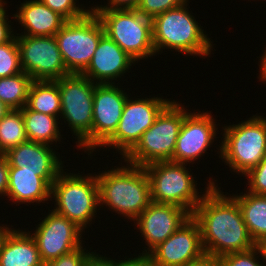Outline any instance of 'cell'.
Instances as JSON below:
<instances>
[{
  "label": "cell",
  "instance_id": "cell-1",
  "mask_svg": "<svg viewBox=\"0 0 266 266\" xmlns=\"http://www.w3.org/2000/svg\"><path fill=\"white\" fill-rule=\"evenodd\" d=\"M215 184L213 179L208 180L202 200L192 213L201 230L205 255L217 259L255 248L238 202Z\"/></svg>",
  "mask_w": 266,
  "mask_h": 266
},
{
  "label": "cell",
  "instance_id": "cell-2",
  "mask_svg": "<svg viewBox=\"0 0 266 266\" xmlns=\"http://www.w3.org/2000/svg\"><path fill=\"white\" fill-rule=\"evenodd\" d=\"M125 163L126 167L121 165L120 168L118 166L96 174L99 207L105 205L134 221L152 202L150 182L144 167Z\"/></svg>",
  "mask_w": 266,
  "mask_h": 266
},
{
  "label": "cell",
  "instance_id": "cell-3",
  "mask_svg": "<svg viewBox=\"0 0 266 266\" xmlns=\"http://www.w3.org/2000/svg\"><path fill=\"white\" fill-rule=\"evenodd\" d=\"M189 0L181 6L167 10L152 21V39L155 53L173 49L184 55L207 57L211 55L213 42L189 12Z\"/></svg>",
  "mask_w": 266,
  "mask_h": 266
},
{
  "label": "cell",
  "instance_id": "cell-4",
  "mask_svg": "<svg viewBox=\"0 0 266 266\" xmlns=\"http://www.w3.org/2000/svg\"><path fill=\"white\" fill-rule=\"evenodd\" d=\"M173 100L158 115L137 144L123 157L124 162L145 167L154 162L171 161L188 109Z\"/></svg>",
  "mask_w": 266,
  "mask_h": 266
},
{
  "label": "cell",
  "instance_id": "cell-5",
  "mask_svg": "<svg viewBox=\"0 0 266 266\" xmlns=\"http://www.w3.org/2000/svg\"><path fill=\"white\" fill-rule=\"evenodd\" d=\"M219 158L234 173L245 175L266 156V117L253 115L238 124L224 125Z\"/></svg>",
  "mask_w": 266,
  "mask_h": 266
},
{
  "label": "cell",
  "instance_id": "cell-6",
  "mask_svg": "<svg viewBox=\"0 0 266 266\" xmlns=\"http://www.w3.org/2000/svg\"><path fill=\"white\" fill-rule=\"evenodd\" d=\"M50 198L56 202L53 209L56 213L73 221L85 232L100 205L96 174H67L63 169L51 186Z\"/></svg>",
  "mask_w": 266,
  "mask_h": 266
},
{
  "label": "cell",
  "instance_id": "cell-7",
  "mask_svg": "<svg viewBox=\"0 0 266 266\" xmlns=\"http://www.w3.org/2000/svg\"><path fill=\"white\" fill-rule=\"evenodd\" d=\"M105 34L135 62L155 56L152 21L136 9H92Z\"/></svg>",
  "mask_w": 266,
  "mask_h": 266
},
{
  "label": "cell",
  "instance_id": "cell-8",
  "mask_svg": "<svg viewBox=\"0 0 266 266\" xmlns=\"http://www.w3.org/2000/svg\"><path fill=\"white\" fill-rule=\"evenodd\" d=\"M61 99V118L68 124L77 148L90 155V132L93 124V94L96 83L82 74H69L55 80ZM78 142V143H77Z\"/></svg>",
  "mask_w": 266,
  "mask_h": 266
},
{
  "label": "cell",
  "instance_id": "cell-9",
  "mask_svg": "<svg viewBox=\"0 0 266 266\" xmlns=\"http://www.w3.org/2000/svg\"><path fill=\"white\" fill-rule=\"evenodd\" d=\"M186 166L184 163L163 161L144 167L150 182L152 202L174 204L192 215L204 194H199L197 181Z\"/></svg>",
  "mask_w": 266,
  "mask_h": 266
},
{
  "label": "cell",
  "instance_id": "cell-10",
  "mask_svg": "<svg viewBox=\"0 0 266 266\" xmlns=\"http://www.w3.org/2000/svg\"><path fill=\"white\" fill-rule=\"evenodd\" d=\"M104 34L102 22L91 10L83 18L67 21L54 35L69 74L86 70Z\"/></svg>",
  "mask_w": 266,
  "mask_h": 266
},
{
  "label": "cell",
  "instance_id": "cell-11",
  "mask_svg": "<svg viewBox=\"0 0 266 266\" xmlns=\"http://www.w3.org/2000/svg\"><path fill=\"white\" fill-rule=\"evenodd\" d=\"M129 97L124 104L115 133L101 146L117 149L122 158L137 144L142 134L153 125L160 112L171 102L170 99L160 96L135 100Z\"/></svg>",
  "mask_w": 266,
  "mask_h": 266
},
{
  "label": "cell",
  "instance_id": "cell-12",
  "mask_svg": "<svg viewBox=\"0 0 266 266\" xmlns=\"http://www.w3.org/2000/svg\"><path fill=\"white\" fill-rule=\"evenodd\" d=\"M16 38L22 70L33 80L55 81L69 75L54 36Z\"/></svg>",
  "mask_w": 266,
  "mask_h": 266
},
{
  "label": "cell",
  "instance_id": "cell-13",
  "mask_svg": "<svg viewBox=\"0 0 266 266\" xmlns=\"http://www.w3.org/2000/svg\"><path fill=\"white\" fill-rule=\"evenodd\" d=\"M49 214L31 233L44 264L82 246L83 230L65 216L49 210Z\"/></svg>",
  "mask_w": 266,
  "mask_h": 266
},
{
  "label": "cell",
  "instance_id": "cell-14",
  "mask_svg": "<svg viewBox=\"0 0 266 266\" xmlns=\"http://www.w3.org/2000/svg\"><path fill=\"white\" fill-rule=\"evenodd\" d=\"M147 256L153 266H184L205 256L198 222L191 216Z\"/></svg>",
  "mask_w": 266,
  "mask_h": 266
},
{
  "label": "cell",
  "instance_id": "cell-15",
  "mask_svg": "<svg viewBox=\"0 0 266 266\" xmlns=\"http://www.w3.org/2000/svg\"><path fill=\"white\" fill-rule=\"evenodd\" d=\"M128 96L116 83L95 85L90 156H93L94 149L101 147L115 133Z\"/></svg>",
  "mask_w": 266,
  "mask_h": 266
},
{
  "label": "cell",
  "instance_id": "cell-16",
  "mask_svg": "<svg viewBox=\"0 0 266 266\" xmlns=\"http://www.w3.org/2000/svg\"><path fill=\"white\" fill-rule=\"evenodd\" d=\"M208 113L199 111L189 112L183 119V124L178 134L176 147L171 161L194 164L193 162L203 155L216 139L217 125Z\"/></svg>",
  "mask_w": 266,
  "mask_h": 266
},
{
  "label": "cell",
  "instance_id": "cell-17",
  "mask_svg": "<svg viewBox=\"0 0 266 266\" xmlns=\"http://www.w3.org/2000/svg\"><path fill=\"white\" fill-rule=\"evenodd\" d=\"M192 215L184 208L174 204L151 202L134 220L145 245L140 255H147L157 245L164 242ZM136 221V222H135Z\"/></svg>",
  "mask_w": 266,
  "mask_h": 266
},
{
  "label": "cell",
  "instance_id": "cell-18",
  "mask_svg": "<svg viewBox=\"0 0 266 266\" xmlns=\"http://www.w3.org/2000/svg\"><path fill=\"white\" fill-rule=\"evenodd\" d=\"M134 63L137 62L104 34L100 38L90 64L82 75L96 84H115L113 80L129 72L128 70Z\"/></svg>",
  "mask_w": 266,
  "mask_h": 266
},
{
  "label": "cell",
  "instance_id": "cell-19",
  "mask_svg": "<svg viewBox=\"0 0 266 266\" xmlns=\"http://www.w3.org/2000/svg\"><path fill=\"white\" fill-rule=\"evenodd\" d=\"M61 171H29L9 167L7 198L14 204L41 203L48 201L51 186ZM19 203V204H17Z\"/></svg>",
  "mask_w": 266,
  "mask_h": 266
},
{
  "label": "cell",
  "instance_id": "cell-20",
  "mask_svg": "<svg viewBox=\"0 0 266 266\" xmlns=\"http://www.w3.org/2000/svg\"><path fill=\"white\" fill-rule=\"evenodd\" d=\"M18 9L12 17L17 19L24 31L15 35L54 36L67 22L40 0H26Z\"/></svg>",
  "mask_w": 266,
  "mask_h": 266
},
{
  "label": "cell",
  "instance_id": "cell-21",
  "mask_svg": "<svg viewBox=\"0 0 266 266\" xmlns=\"http://www.w3.org/2000/svg\"><path fill=\"white\" fill-rule=\"evenodd\" d=\"M51 147L53 146L27 140L8 150L4 155L9 167L29 171H62L63 162Z\"/></svg>",
  "mask_w": 266,
  "mask_h": 266
},
{
  "label": "cell",
  "instance_id": "cell-22",
  "mask_svg": "<svg viewBox=\"0 0 266 266\" xmlns=\"http://www.w3.org/2000/svg\"><path fill=\"white\" fill-rule=\"evenodd\" d=\"M30 232L11 228L0 246V266H44Z\"/></svg>",
  "mask_w": 266,
  "mask_h": 266
},
{
  "label": "cell",
  "instance_id": "cell-23",
  "mask_svg": "<svg viewBox=\"0 0 266 266\" xmlns=\"http://www.w3.org/2000/svg\"><path fill=\"white\" fill-rule=\"evenodd\" d=\"M232 197L238 202L246 227L255 243L266 239V195L246 191Z\"/></svg>",
  "mask_w": 266,
  "mask_h": 266
},
{
  "label": "cell",
  "instance_id": "cell-24",
  "mask_svg": "<svg viewBox=\"0 0 266 266\" xmlns=\"http://www.w3.org/2000/svg\"><path fill=\"white\" fill-rule=\"evenodd\" d=\"M22 115L29 141L51 146L52 142L57 143L63 139L61 137L63 135L60 134L61 129L58 127L60 124L58 117L35 112L27 106L22 108Z\"/></svg>",
  "mask_w": 266,
  "mask_h": 266
},
{
  "label": "cell",
  "instance_id": "cell-25",
  "mask_svg": "<svg viewBox=\"0 0 266 266\" xmlns=\"http://www.w3.org/2000/svg\"><path fill=\"white\" fill-rule=\"evenodd\" d=\"M26 106L35 112L59 117L61 99L56 81L33 80Z\"/></svg>",
  "mask_w": 266,
  "mask_h": 266
},
{
  "label": "cell",
  "instance_id": "cell-26",
  "mask_svg": "<svg viewBox=\"0 0 266 266\" xmlns=\"http://www.w3.org/2000/svg\"><path fill=\"white\" fill-rule=\"evenodd\" d=\"M32 81L25 72L0 78V100L10 109H22L27 104Z\"/></svg>",
  "mask_w": 266,
  "mask_h": 266
},
{
  "label": "cell",
  "instance_id": "cell-27",
  "mask_svg": "<svg viewBox=\"0 0 266 266\" xmlns=\"http://www.w3.org/2000/svg\"><path fill=\"white\" fill-rule=\"evenodd\" d=\"M27 140L22 109H10L0 120V153L4 154Z\"/></svg>",
  "mask_w": 266,
  "mask_h": 266
},
{
  "label": "cell",
  "instance_id": "cell-28",
  "mask_svg": "<svg viewBox=\"0 0 266 266\" xmlns=\"http://www.w3.org/2000/svg\"><path fill=\"white\" fill-rule=\"evenodd\" d=\"M23 72L17 38L0 45V78L14 76Z\"/></svg>",
  "mask_w": 266,
  "mask_h": 266
},
{
  "label": "cell",
  "instance_id": "cell-29",
  "mask_svg": "<svg viewBox=\"0 0 266 266\" xmlns=\"http://www.w3.org/2000/svg\"><path fill=\"white\" fill-rule=\"evenodd\" d=\"M260 256L259 249L255 247L246 252L223 255L215 259V266H264V263L258 259Z\"/></svg>",
  "mask_w": 266,
  "mask_h": 266
},
{
  "label": "cell",
  "instance_id": "cell-30",
  "mask_svg": "<svg viewBox=\"0 0 266 266\" xmlns=\"http://www.w3.org/2000/svg\"><path fill=\"white\" fill-rule=\"evenodd\" d=\"M53 11L59 13L67 21H73L86 16L92 9H84L76 4L77 0H40Z\"/></svg>",
  "mask_w": 266,
  "mask_h": 266
},
{
  "label": "cell",
  "instance_id": "cell-31",
  "mask_svg": "<svg viewBox=\"0 0 266 266\" xmlns=\"http://www.w3.org/2000/svg\"><path fill=\"white\" fill-rule=\"evenodd\" d=\"M188 0H139L136 10L152 19L155 16L181 6Z\"/></svg>",
  "mask_w": 266,
  "mask_h": 266
},
{
  "label": "cell",
  "instance_id": "cell-32",
  "mask_svg": "<svg viewBox=\"0 0 266 266\" xmlns=\"http://www.w3.org/2000/svg\"><path fill=\"white\" fill-rule=\"evenodd\" d=\"M244 176L248 180V192L257 195H266V156Z\"/></svg>",
  "mask_w": 266,
  "mask_h": 266
},
{
  "label": "cell",
  "instance_id": "cell-33",
  "mask_svg": "<svg viewBox=\"0 0 266 266\" xmlns=\"http://www.w3.org/2000/svg\"><path fill=\"white\" fill-rule=\"evenodd\" d=\"M83 247L82 245L68 254L61 255L59 258L46 263L44 266H85L96 252H88Z\"/></svg>",
  "mask_w": 266,
  "mask_h": 266
},
{
  "label": "cell",
  "instance_id": "cell-34",
  "mask_svg": "<svg viewBox=\"0 0 266 266\" xmlns=\"http://www.w3.org/2000/svg\"><path fill=\"white\" fill-rule=\"evenodd\" d=\"M6 7L3 8L0 11V45L5 44L7 42L12 41L16 35H14L13 33V29L14 27H11V25L9 23H11V20L8 21L9 17L6 13L7 10Z\"/></svg>",
  "mask_w": 266,
  "mask_h": 266
},
{
  "label": "cell",
  "instance_id": "cell-35",
  "mask_svg": "<svg viewBox=\"0 0 266 266\" xmlns=\"http://www.w3.org/2000/svg\"><path fill=\"white\" fill-rule=\"evenodd\" d=\"M9 183V165L4 154L0 153V195L6 196Z\"/></svg>",
  "mask_w": 266,
  "mask_h": 266
},
{
  "label": "cell",
  "instance_id": "cell-36",
  "mask_svg": "<svg viewBox=\"0 0 266 266\" xmlns=\"http://www.w3.org/2000/svg\"><path fill=\"white\" fill-rule=\"evenodd\" d=\"M108 2V5H95L91 9H136L139 0H109Z\"/></svg>",
  "mask_w": 266,
  "mask_h": 266
},
{
  "label": "cell",
  "instance_id": "cell-37",
  "mask_svg": "<svg viewBox=\"0 0 266 266\" xmlns=\"http://www.w3.org/2000/svg\"><path fill=\"white\" fill-rule=\"evenodd\" d=\"M125 259L121 261L114 260V266H153L150 258L147 255H138V257H135V258L125 257Z\"/></svg>",
  "mask_w": 266,
  "mask_h": 266
},
{
  "label": "cell",
  "instance_id": "cell-38",
  "mask_svg": "<svg viewBox=\"0 0 266 266\" xmlns=\"http://www.w3.org/2000/svg\"><path fill=\"white\" fill-rule=\"evenodd\" d=\"M85 266H114V260L96 253Z\"/></svg>",
  "mask_w": 266,
  "mask_h": 266
},
{
  "label": "cell",
  "instance_id": "cell-39",
  "mask_svg": "<svg viewBox=\"0 0 266 266\" xmlns=\"http://www.w3.org/2000/svg\"><path fill=\"white\" fill-rule=\"evenodd\" d=\"M184 266H215V259L208 255H205L201 259L188 263Z\"/></svg>",
  "mask_w": 266,
  "mask_h": 266
},
{
  "label": "cell",
  "instance_id": "cell-40",
  "mask_svg": "<svg viewBox=\"0 0 266 266\" xmlns=\"http://www.w3.org/2000/svg\"><path fill=\"white\" fill-rule=\"evenodd\" d=\"M264 53L259 59L260 65H259V81L265 82L266 81V50H263Z\"/></svg>",
  "mask_w": 266,
  "mask_h": 266
},
{
  "label": "cell",
  "instance_id": "cell-41",
  "mask_svg": "<svg viewBox=\"0 0 266 266\" xmlns=\"http://www.w3.org/2000/svg\"><path fill=\"white\" fill-rule=\"evenodd\" d=\"M256 247L259 249V251L261 253L262 260L265 263L266 262V239L259 241L256 244ZM264 266H266V265H264Z\"/></svg>",
  "mask_w": 266,
  "mask_h": 266
},
{
  "label": "cell",
  "instance_id": "cell-42",
  "mask_svg": "<svg viewBox=\"0 0 266 266\" xmlns=\"http://www.w3.org/2000/svg\"><path fill=\"white\" fill-rule=\"evenodd\" d=\"M7 226H8V227H7ZM10 229H11V228L9 227V225L4 226V224H3V225L0 226V246H1V243H2V241H3V239H4L5 235H6V233H7Z\"/></svg>",
  "mask_w": 266,
  "mask_h": 266
},
{
  "label": "cell",
  "instance_id": "cell-43",
  "mask_svg": "<svg viewBox=\"0 0 266 266\" xmlns=\"http://www.w3.org/2000/svg\"><path fill=\"white\" fill-rule=\"evenodd\" d=\"M10 108L0 100V120L6 115Z\"/></svg>",
  "mask_w": 266,
  "mask_h": 266
},
{
  "label": "cell",
  "instance_id": "cell-44",
  "mask_svg": "<svg viewBox=\"0 0 266 266\" xmlns=\"http://www.w3.org/2000/svg\"><path fill=\"white\" fill-rule=\"evenodd\" d=\"M5 4L7 3L4 0H0V11L5 7Z\"/></svg>",
  "mask_w": 266,
  "mask_h": 266
}]
</instances>
